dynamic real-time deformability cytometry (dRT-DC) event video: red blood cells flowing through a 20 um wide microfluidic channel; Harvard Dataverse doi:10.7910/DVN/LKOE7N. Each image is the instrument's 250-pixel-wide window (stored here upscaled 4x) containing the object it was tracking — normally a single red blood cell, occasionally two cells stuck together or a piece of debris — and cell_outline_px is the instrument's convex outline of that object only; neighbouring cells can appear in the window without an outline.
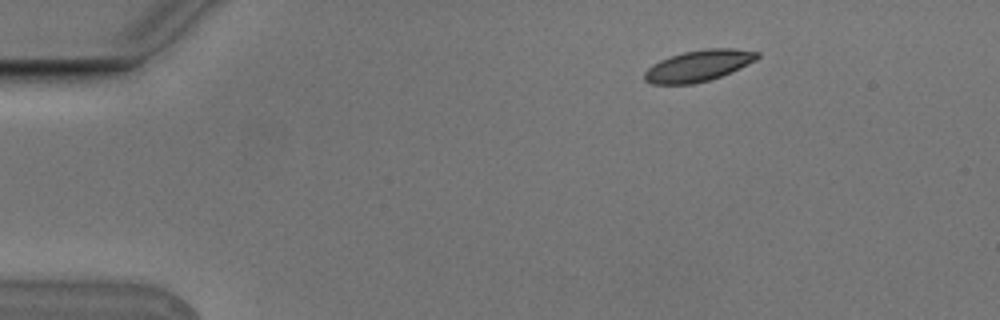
{"species": "Egyptian fruit bat (a non-hibernating species)", "species_latin": "Rousettus aegyptiacus", "temperature_condition": "cold", "stored_images_in_passage": 5, "camera_frame_rate_fps": 3000, "um_per_image_px": 0.085, "animal": {"sex": "male"}, "frame": {"image": 1, "passage_image": 1, "time_ms": 0.0, "image_size_px": [1000, 320], "cell_outline_px": [[760, 56], [756, 60], [720, 76], [708, 80], [692, 84], [652, 84], [644, 80], [644, 72], [652, 64], [668, 56], [684, 52], [704, 48], [736, 48], [760, 52]], "centroid_in_image_um": [59.35, 5.57], "position_along_channel_um": 25.7, "area_um2": 20.52}}